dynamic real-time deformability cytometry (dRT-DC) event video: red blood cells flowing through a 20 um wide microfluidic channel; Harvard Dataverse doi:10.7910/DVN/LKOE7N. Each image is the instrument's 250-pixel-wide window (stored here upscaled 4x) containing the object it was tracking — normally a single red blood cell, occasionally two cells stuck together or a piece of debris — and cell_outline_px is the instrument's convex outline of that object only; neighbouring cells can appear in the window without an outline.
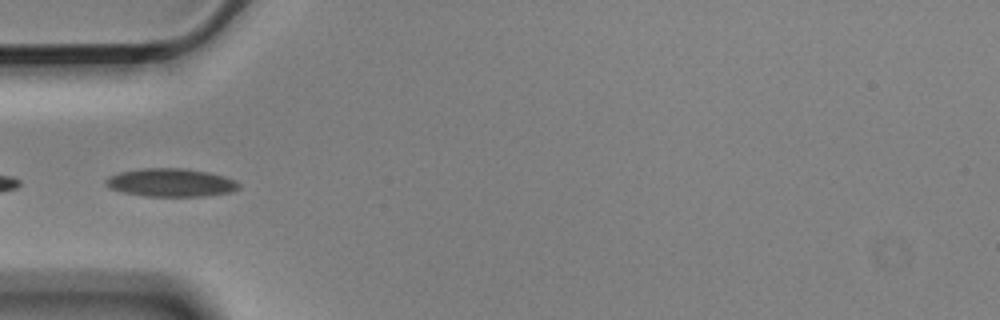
{"species": "Egyptian fruit bat (a non-hibernating species)", "species_latin": "Rousettus aegyptiacus", "temperature_condition": "cold", "stored_images_in_passage": 5, "camera_frame_rate_fps": 3000, "um_per_image_px": 0.085, "animal": {"sex": "male"}, "frame": {"image": 1, "passage_image": 4, "time_ms": 1.0, "image_size_px": [1000, 320], "cell_outline_px": [[240, 188], [232, 192], [204, 196], [144, 196], [124, 192], [108, 188], [104, 184], [104, 180], [108, 176], [120, 172], [140, 168], [184, 168], [208, 172], [224, 176], [236, 180], [240, 184]], "centroid_in_image_um": [14.51, 15.52], "position_along_channel_um": 70.5, "area_um2": 22.08}}
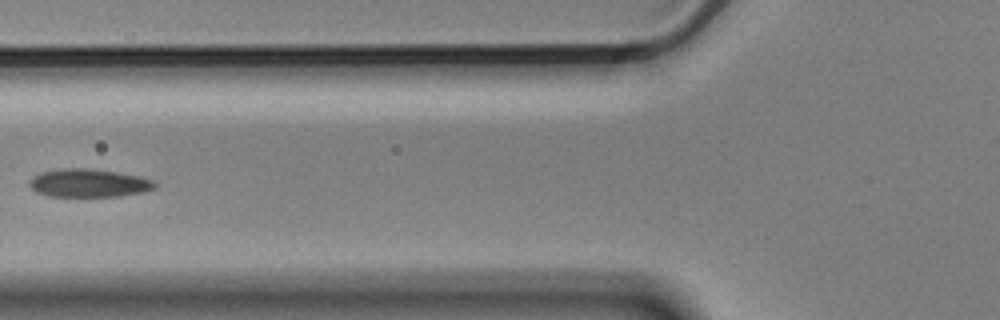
{"frame": {"image": 2, "passage_image": 5, "time_ms": 1.333, "image_size_px": [1000, 320], "cell_outline_px": [[156, 188], [144, 192], [116, 196], [48, 196], [36, 192], [28, 184], [32, 176], [40, 172], [64, 168], [84, 168], [112, 172], [136, 176], [152, 180], [156, 184]], "centroid_in_image_um": [7.49, 15.57], "position_along_channel_um": 118.3, "area_um2": 20.29}}